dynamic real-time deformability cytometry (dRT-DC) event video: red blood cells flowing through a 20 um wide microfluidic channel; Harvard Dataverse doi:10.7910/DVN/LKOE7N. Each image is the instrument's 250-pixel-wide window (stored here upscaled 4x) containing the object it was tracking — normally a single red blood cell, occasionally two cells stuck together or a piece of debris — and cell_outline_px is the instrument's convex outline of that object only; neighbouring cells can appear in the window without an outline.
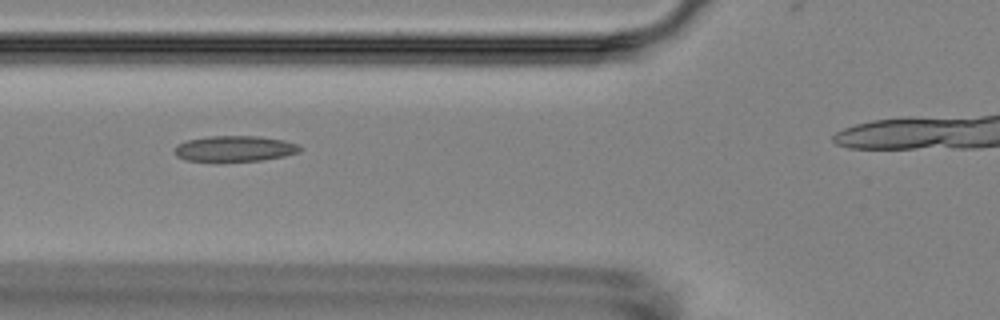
{"species": "Egyptian fruit bat (a non-hibernating species)", "species_latin": "Rousettus aegyptiacus", "temperature_condition": "room temperature", "stored_images_in_passage": 11, "camera_frame_rate_fps": 3000, "um_per_image_px": 0.085, "animal": {"sex": "female"}, "frame": {"image": 1, "passage_image": 4, "time_ms": 4.333, "image_size_px": [1000, 320], "cell_outline_px": [[304, 148], [300, 152], [284, 156], [260, 160], [184, 160], [176, 156], [176, 144], [188, 140], [208, 136], [260, 136], [284, 140], [300, 144]], "centroid_in_image_um": [20.02, 12.61], "position_along_channel_um": 105.8, "area_um2": 18.61}}
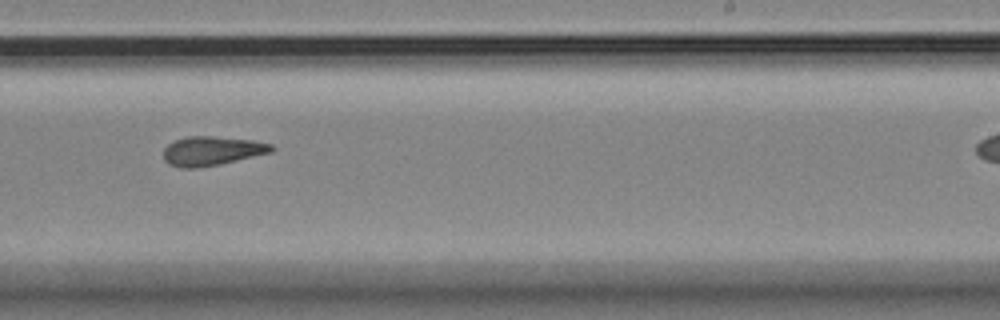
{"frame": {"image": 2, "passage_image": 8, "time_ms": 9.0, "image_size_px": [1000, 320], "cell_outline_px": [[276, 148], [272, 152], [220, 164], [196, 168], [180, 168], [168, 164], [164, 160], [164, 148], [168, 144], [176, 140], [188, 136], [212, 136], [252, 140], [272, 144]], "centroid_in_image_um": [18.01, 12.83], "position_along_channel_um": 271.0, "area_um2": 18.38}}
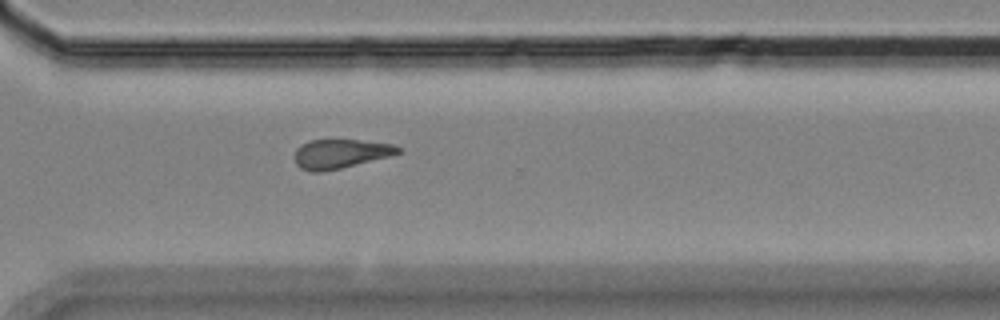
{"frame": {"image": 3, "passage_image": 10, "time_ms": 11.0, "image_size_px": [1000, 320], "cell_outline_px": [[400, 152], [388, 156], [340, 168], [320, 172], [312, 172], [300, 168], [296, 164], [296, 148], [300, 144], [308, 140], [356, 140], [392, 144], [400, 148]], "centroid_in_image_um": [28.87, 13.06], "position_along_channel_um": 341.7, "area_um2": 17.22}}